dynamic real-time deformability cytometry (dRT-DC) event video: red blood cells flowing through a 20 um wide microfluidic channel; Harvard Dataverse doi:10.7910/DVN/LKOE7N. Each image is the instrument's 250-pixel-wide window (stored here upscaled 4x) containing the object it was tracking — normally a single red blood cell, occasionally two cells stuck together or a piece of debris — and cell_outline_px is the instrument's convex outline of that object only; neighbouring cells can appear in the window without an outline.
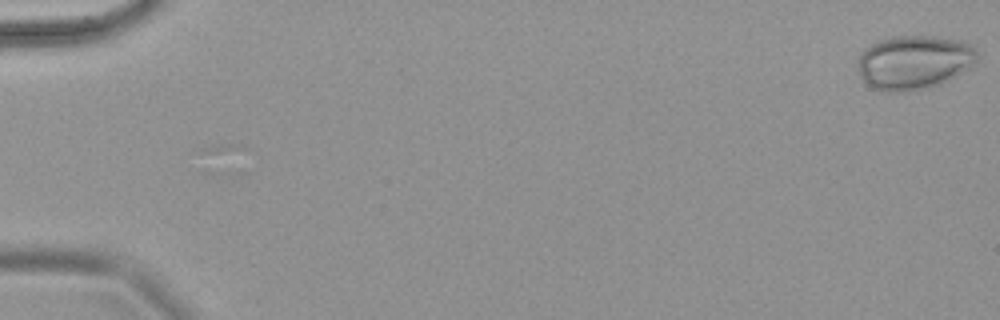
{"species": "common noctule bat (a hibernating species)", "species_latin": "Nyctalus noctula", "temperature_condition": "warm", "stored_images_in_passage": 2, "camera_frame_rate_fps": 3000, "um_per_image_px": 0.085, "animal": {"sex": "female", "body_mass_g": 18.4}, "frame": {"image": 1, "passage_image": 1, "time_ms": 0.0, "image_size_px": [1000, 320], "cell_outline_px": [[976, 60], [968, 68], [948, 80], [940, 84], [928, 88], [900, 92], [888, 92], [872, 88], [860, 76], [856, 64], [856, 60], [860, 52], [864, 48], [880, 40], [892, 36], [932, 36], [964, 40], [976, 48]], "centroid_in_image_um": [77.65, 5.28], "position_along_channel_um": 7.3, "area_um2": 37.86}}